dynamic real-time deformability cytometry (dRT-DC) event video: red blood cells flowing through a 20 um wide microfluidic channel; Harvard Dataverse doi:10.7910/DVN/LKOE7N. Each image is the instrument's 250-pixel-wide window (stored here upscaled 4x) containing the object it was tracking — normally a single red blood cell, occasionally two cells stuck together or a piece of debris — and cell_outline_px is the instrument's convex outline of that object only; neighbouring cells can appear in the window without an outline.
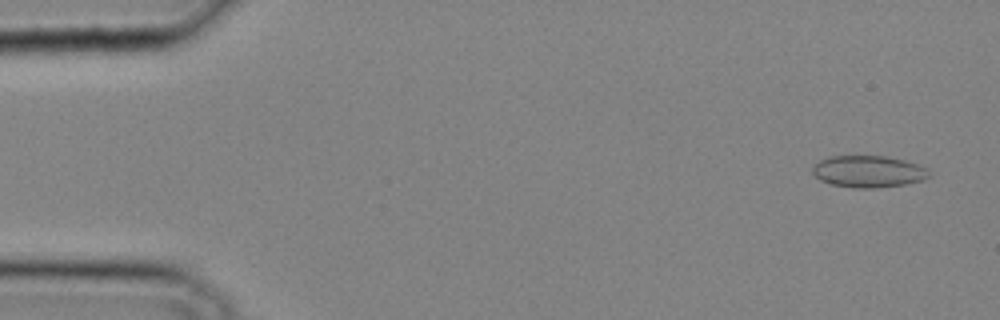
{"species": "common noctule bat (a hibernating species)", "species_latin": "Nyctalus noctula", "temperature_condition": "cold", "stored_images_in_passage": 35, "camera_frame_rate_fps": 3000, "um_per_image_px": 0.085, "animal": {"sex": "male", "body_mass_g": 20.4}, "frame": {"image": 1, "passage_image": 2, "time_ms": 0.333, "image_size_px": [1000, 320], "cell_outline_px": [[932, 176], [924, 180], [904, 184], [872, 188], [852, 188], [832, 184], [820, 180], [812, 172], [812, 164], [828, 156], [888, 156], [904, 160], [916, 164], [924, 168]], "centroid_in_image_um": [73.78, 14.57], "position_along_channel_um": 11.2, "area_um2": 21.62}}
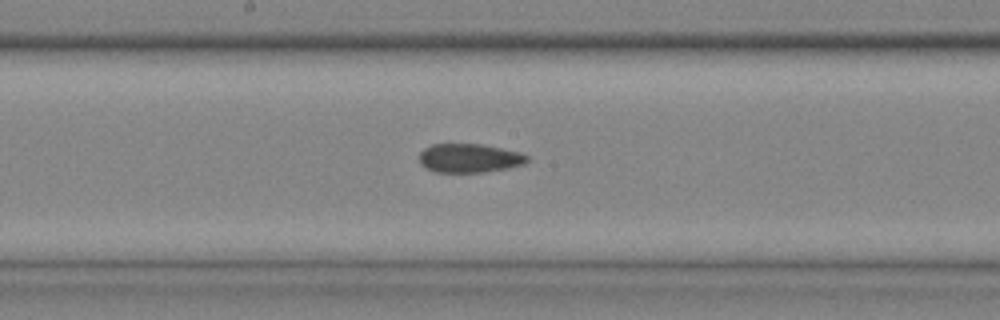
{"frame": {"image": 2, "passage_image": 19, "time_ms": 6.0, "image_size_px": [1000, 320], "cell_outline_px": [[528, 160], [524, 164], [508, 168], [484, 172], [436, 172], [420, 164], [420, 152], [424, 148], [432, 144], [480, 144], [520, 152], [528, 156]], "centroid_in_image_um": [39.9, 13.44], "position_along_channel_um": 208.3, "area_um2": 18.03}}
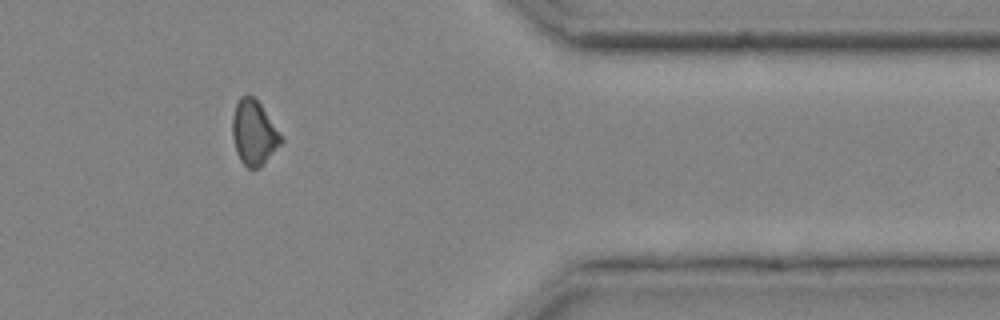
{"frame": {"image": 3, "passage_image": 30, "time_ms": 9.667, "image_size_px": [1000, 320], "cell_outline_px": [[284, 140], [260, 168], [248, 168], [240, 160], [236, 152], [232, 136], [232, 116], [236, 104], [240, 96], [252, 96], [260, 104]], "centroid_in_image_um": [21.56, 11.31], "position_along_channel_um": 389.8, "area_um2": 18.09}}